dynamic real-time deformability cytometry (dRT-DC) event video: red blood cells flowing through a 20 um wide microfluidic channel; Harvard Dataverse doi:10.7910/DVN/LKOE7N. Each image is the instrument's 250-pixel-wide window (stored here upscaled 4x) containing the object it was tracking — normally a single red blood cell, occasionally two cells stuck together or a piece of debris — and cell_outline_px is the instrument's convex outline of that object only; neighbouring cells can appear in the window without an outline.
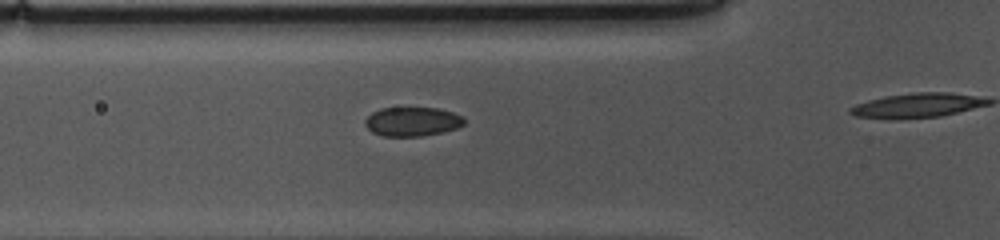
{"species": "common noctule bat (a hibernating species)", "species_latin": "Nyctalus noctula", "temperature_condition": "cold", "stored_images_in_passage": 16, "camera_frame_rate_fps": 3000, "um_per_image_px": 0.085, "animal": {"sex": "female", "body_mass_g": 10.0, "forearm_length_mm": 53.1}, "frame": {"image": 1, "passage_image": 12, "time_ms": 3.667, "image_size_px": [1000, 240], "cell_outline_px": [[464, 124], [456, 128], [444, 132], [420, 136], [384, 136], [372, 132], [364, 124], [364, 120], [372, 112], [380, 108], [436, 108], [452, 112], [464, 116]], "centroid_in_image_um": [35.04, 10.33], "position_along_channel_um": 90.8, "area_um2": 16.82}}